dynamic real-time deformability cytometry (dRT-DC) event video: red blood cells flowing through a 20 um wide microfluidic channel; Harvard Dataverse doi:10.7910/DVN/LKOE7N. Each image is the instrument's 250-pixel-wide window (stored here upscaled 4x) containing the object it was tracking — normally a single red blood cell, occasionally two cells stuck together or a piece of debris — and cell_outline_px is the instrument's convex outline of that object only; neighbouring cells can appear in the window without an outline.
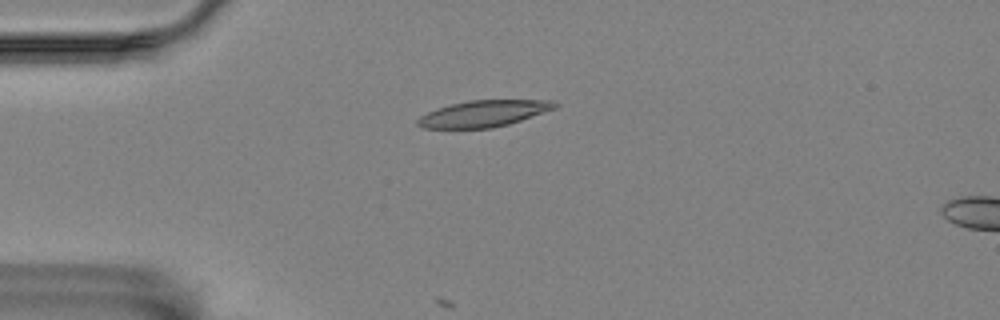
{"species": "Egyptian fruit bat (a non-hibernating species)", "species_latin": "Rousettus aegyptiacus", "temperature_condition": "room temperature", "stored_images_in_passage": 8, "camera_frame_rate_fps": 3000, "um_per_image_px": 0.085, "animal": {"sex": "female"}, "frame": {"image": 1, "passage_image": 4, "time_ms": 4.667, "image_size_px": [1000, 320], "cell_outline_px": [[560, 104], [556, 108], [508, 124], [492, 128], [424, 128], [416, 124], [416, 120], [420, 116], [436, 108], [468, 100], [556, 100]], "centroid_in_image_um": [41.12, 9.64], "position_along_channel_um": 43.9, "area_um2": 21.1}}
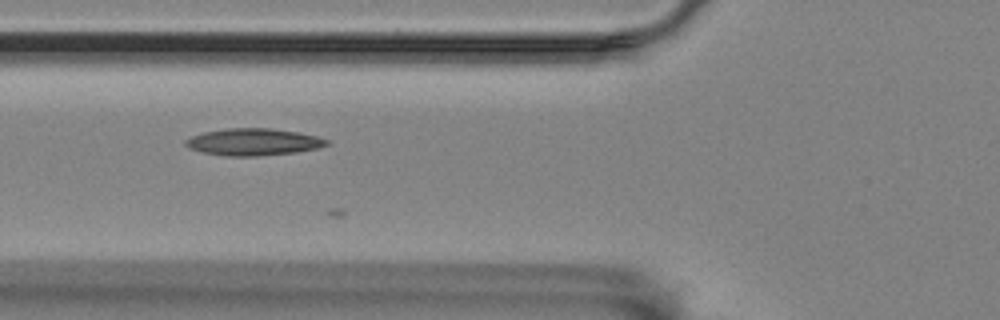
{"frame": {"image": 2, "passage_image": 6, "time_ms": 7.0, "image_size_px": [1000, 320], "cell_outline_px": [[328, 144], [316, 148], [296, 152], [256, 156], [224, 156], [204, 152], [188, 148], [184, 144], [184, 140], [192, 136], [204, 132], [224, 128], [272, 128], [300, 132], [316, 136], [328, 140]], "centroid_in_image_um": [21.5, 12.06], "position_along_channel_um": 104.3, "area_um2": 22.2}}
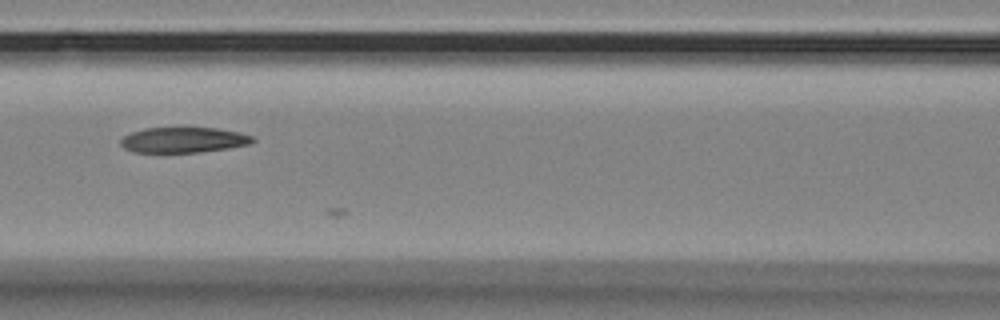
{"frame": {"image": 3, "passage_image": 7, "time_ms": 8.333, "image_size_px": [1000, 320], "cell_outline_px": [[256, 140], [248, 144], [228, 148], [200, 152], [136, 152], [124, 148], [120, 144], [120, 140], [124, 136], [132, 132], [144, 128], [216, 128], [236, 132], [252, 136]], "centroid_in_image_um": [15.57, 11.89], "position_along_channel_um": 151.0, "area_um2": 19.31}}